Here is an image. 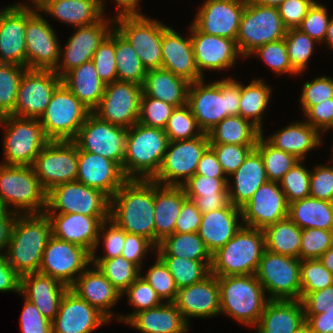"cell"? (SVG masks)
I'll return each mask as SVG.
<instances>
[{
	"mask_svg": "<svg viewBox=\"0 0 333 333\" xmlns=\"http://www.w3.org/2000/svg\"><path fill=\"white\" fill-rule=\"evenodd\" d=\"M174 109V106L142 93L138 122L145 126L164 130Z\"/></svg>",
	"mask_w": 333,
	"mask_h": 333,
	"instance_id": "obj_61",
	"label": "cell"
},
{
	"mask_svg": "<svg viewBox=\"0 0 333 333\" xmlns=\"http://www.w3.org/2000/svg\"><path fill=\"white\" fill-rule=\"evenodd\" d=\"M289 204L279 182L261 185L241 208L244 226L264 230L267 226L288 217Z\"/></svg>",
	"mask_w": 333,
	"mask_h": 333,
	"instance_id": "obj_22",
	"label": "cell"
},
{
	"mask_svg": "<svg viewBox=\"0 0 333 333\" xmlns=\"http://www.w3.org/2000/svg\"><path fill=\"white\" fill-rule=\"evenodd\" d=\"M117 80L143 85L147 70L130 42L115 28Z\"/></svg>",
	"mask_w": 333,
	"mask_h": 333,
	"instance_id": "obj_47",
	"label": "cell"
},
{
	"mask_svg": "<svg viewBox=\"0 0 333 333\" xmlns=\"http://www.w3.org/2000/svg\"><path fill=\"white\" fill-rule=\"evenodd\" d=\"M156 256H175L203 261L210 268L212 254L198 233H173L166 236L154 251Z\"/></svg>",
	"mask_w": 333,
	"mask_h": 333,
	"instance_id": "obj_44",
	"label": "cell"
},
{
	"mask_svg": "<svg viewBox=\"0 0 333 333\" xmlns=\"http://www.w3.org/2000/svg\"><path fill=\"white\" fill-rule=\"evenodd\" d=\"M41 11L75 27L92 25L104 16L99 0H56Z\"/></svg>",
	"mask_w": 333,
	"mask_h": 333,
	"instance_id": "obj_41",
	"label": "cell"
},
{
	"mask_svg": "<svg viewBox=\"0 0 333 333\" xmlns=\"http://www.w3.org/2000/svg\"><path fill=\"white\" fill-rule=\"evenodd\" d=\"M210 144L257 145L262 131L241 116H228L208 132Z\"/></svg>",
	"mask_w": 333,
	"mask_h": 333,
	"instance_id": "obj_43",
	"label": "cell"
},
{
	"mask_svg": "<svg viewBox=\"0 0 333 333\" xmlns=\"http://www.w3.org/2000/svg\"><path fill=\"white\" fill-rule=\"evenodd\" d=\"M68 289L69 287L59 280L41 273L21 276L20 295L33 302L51 322L55 319L60 301Z\"/></svg>",
	"mask_w": 333,
	"mask_h": 333,
	"instance_id": "obj_32",
	"label": "cell"
},
{
	"mask_svg": "<svg viewBox=\"0 0 333 333\" xmlns=\"http://www.w3.org/2000/svg\"><path fill=\"white\" fill-rule=\"evenodd\" d=\"M105 0H100V4L101 7L103 9V11H105ZM139 1L140 0H115V2L117 3L116 7H117V12L119 14H117L116 16H114L113 18H118V17H122V16H143L142 13L138 12V9L140 10L141 8H139ZM119 9V10H118Z\"/></svg>",
	"mask_w": 333,
	"mask_h": 333,
	"instance_id": "obj_79",
	"label": "cell"
},
{
	"mask_svg": "<svg viewBox=\"0 0 333 333\" xmlns=\"http://www.w3.org/2000/svg\"><path fill=\"white\" fill-rule=\"evenodd\" d=\"M304 315H318L333 307V284L311 293H301Z\"/></svg>",
	"mask_w": 333,
	"mask_h": 333,
	"instance_id": "obj_71",
	"label": "cell"
},
{
	"mask_svg": "<svg viewBox=\"0 0 333 333\" xmlns=\"http://www.w3.org/2000/svg\"><path fill=\"white\" fill-rule=\"evenodd\" d=\"M4 126L3 152L6 165L32 166L35 158L50 141L44 134L39 119L12 115L0 118Z\"/></svg>",
	"mask_w": 333,
	"mask_h": 333,
	"instance_id": "obj_10",
	"label": "cell"
},
{
	"mask_svg": "<svg viewBox=\"0 0 333 333\" xmlns=\"http://www.w3.org/2000/svg\"><path fill=\"white\" fill-rule=\"evenodd\" d=\"M114 24L136 50L146 70L162 68V33L167 25L145 15L114 18Z\"/></svg>",
	"mask_w": 333,
	"mask_h": 333,
	"instance_id": "obj_14",
	"label": "cell"
},
{
	"mask_svg": "<svg viewBox=\"0 0 333 333\" xmlns=\"http://www.w3.org/2000/svg\"><path fill=\"white\" fill-rule=\"evenodd\" d=\"M167 266L178 289L203 281L211 268L203 261L175 256H158Z\"/></svg>",
	"mask_w": 333,
	"mask_h": 333,
	"instance_id": "obj_49",
	"label": "cell"
},
{
	"mask_svg": "<svg viewBox=\"0 0 333 333\" xmlns=\"http://www.w3.org/2000/svg\"><path fill=\"white\" fill-rule=\"evenodd\" d=\"M27 68L0 63V117L11 115L17 100V91Z\"/></svg>",
	"mask_w": 333,
	"mask_h": 333,
	"instance_id": "obj_51",
	"label": "cell"
},
{
	"mask_svg": "<svg viewBox=\"0 0 333 333\" xmlns=\"http://www.w3.org/2000/svg\"><path fill=\"white\" fill-rule=\"evenodd\" d=\"M286 32L277 7L246 0L236 45L241 56L248 58L258 47L285 38Z\"/></svg>",
	"mask_w": 333,
	"mask_h": 333,
	"instance_id": "obj_9",
	"label": "cell"
},
{
	"mask_svg": "<svg viewBox=\"0 0 333 333\" xmlns=\"http://www.w3.org/2000/svg\"><path fill=\"white\" fill-rule=\"evenodd\" d=\"M62 82L54 70L26 69L21 78L12 116L39 119Z\"/></svg>",
	"mask_w": 333,
	"mask_h": 333,
	"instance_id": "obj_20",
	"label": "cell"
},
{
	"mask_svg": "<svg viewBox=\"0 0 333 333\" xmlns=\"http://www.w3.org/2000/svg\"><path fill=\"white\" fill-rule=\"evenodd\" d=\"M91 263V253L87 249L51 235L38 273L55 278L70 287Z\"/></svg>",
	"mask_w": 333,
	"mask_h": 333,
	"instance_id": "obj_18",
	"label": "cell"
},
{
	"mask_svg": "<svg viewBox=\"0 0 333 333\" xmlns=\"http://www.w3.org/2000/svg\"><path fill=\"white\" fill-rule=\"evenodd\" d=\"M301 293H311L325 289L333 284V274L319 259L301 260L300 264Z\"/></svg>",
	"mask_w": 333,
	"mask_h": 333,
	"instance_id": "obj_59",
	"label": "cell"
},
{
	"mask_svg": "<svg viewBox=\"0 0 333 333\" xmlns=\"http://www.w3.org/2000/svg\"><path fill=\"white\" fill-rule=\"evenodd\" d=\"M110 322L98 309L68 289L52 323V333H91Z\"/></svg>",
	"mask_w": 333,
	"mask_h": 333,
	"instance_id": "obj_24",
	"label": "cell"
},
{
	"mask_svg": "<svg viewBox=\"0 0 333 333\" xmlns=\"http://www.w3.org/2000/svg\"><path fill=\"white\" fill-rule=\"evenodd\" d=\"M195 174L214 178H229L224 173L214 151L210 147L202 154Z\"/></svg>",
	"mask_w": 333,
	"mask_h": 333,
	"instance_id": "obj_75",
	"label": "cell"
},
{
	"mask_svg": "<svg viewBox=\"0 0 333 333\" xmlns=\"http://www.w3.org/2000/svg\"><path fill=\"white\" fill-rule=\"evenodd\" d=\"M149 248H153V251L156 249V246L149 239L142 235L125 232V243L121 256L141 269L143 267L142 260L150 252Z\"/></svg>",
	"mask_w": 333,
	"mask_h": 333,
	"instance_id": "obj_70",
	"label": "cell"
},
{
	"mask_svg": "<svg viewBox=\"0 0 333 333\" xmlns=\"http://www.w3.org/2000/svg\"><path fill=\"white\" fill-rule=\"evenodd\" d=\"M327 11L324 5L316 1L297 28L301 32L308 34L316 42L324 43L327 27L331 19V17L328 18Z\"/></svg>",
	"mask_w": 333,
	"mask_h": 333,
	"instance_id": "obj_65",
	"label": "cell"
},
{
	"mask_svg": "<svg viewBox=\"0 0 333 333\" xmlns=\"http://www.w3.org/2000/svg\"><path fill=\"white\" fill-rule=\"evenodd\" d=\"M46 205L47 191L32 166L0 164L1 208L16 214H40L45 213Z\"/></svg>",
	"mask_w": 333,
	"mask_h": 333,
	"instance_id": "obj_6",
	"label": "cell"
},
{
	"mask_svg": "<svg viewBox=\"0 0 333 333\" xmlns=\"http://www.w3.org/2000/svg\"><path fill=\"white\" fill-rule=\"evenodd\" d=\"M20 325L22 333H52L51 321L44 317L34 303L25 297Z\"/></svg>",
	"mask_w": 333,
	"mask_h": 333,
	"instance_id": "obj_68",
	"label": "cell"
},
{
	"mask_svg": "<svg viewBox=\"0 0 333 333\" xmlns=\"http://www.w3.org/2000/svg\"><path fill=\"white\" fill-rule=\"evenodd\" d=\"M162 68L189 83L204 79L196 66L191 36L183 38L171 27L162 33Z\"/></svg>",
	"mask_w": 333,
	"mask_h": 333,
	"instance_id": "obj_30",
	"label": "cell"
},
{
	"mask_svg": "<svg viewBox=\"0 0 333 333\" xmlns=\"http://www.w3.org/2000/svg\"><path fill=\"white\" fill-rule=\"evenodd\" d=\"M333 202V166L317 165L310 173V195Z\"/></svg>",
	"mask_w": 333,
	"mask_h": 333,
	"instance_id": "obj_67",
	"label": "cell"
},
{
	"mask_svg": "<svg viewBox=\"0 0 333 333\" xmlns=\"http://www.w3.org/2000/svg\"><path fill=\"white\" fill-rule=\"evenodd\" d=\"M193 24L200 32L236 42L246 0H205Z\"/></svg>",
	"mask_w": 333,
	"mask_h": 333,
	"instance_id": "obj_23",
	"label": "cell"
},
{
	"mask_svg": "<svg viewBox=\"0 0 333 333\" xmlns=\"http://www.w3.org/2000/svg\"><path fill=\"white\" fill-rule=\"evenodd\" d=\"M127 294L128 301L134 309L131 314L118 315L117 319L122 322H127L135 313L158 307L164 302L160 299L156 291L141 277V275L135 280V282L126 289L123 294Z\"/></svg>",
	"mask_w": 333,
	"mask_h": 333,
	"instance_id": "obj_55",
	"label": "cell"
},
{
	"mask_svg": "<svg viewBox=\"0 0 333 333\" xmlns=\"http://www.w3.org/2000/svg\"><path fill=\"white\" fill-rule=\"evenodd\" d=\"M333 98V79L322 76L306 81L300 95L302 112L305 114L313 105Z\"/></svg>",
	"mask_w": 333,
	"mask_h": 333,
	"instance_id": "obj_66",
	"label": "cell"
},
{
	"mask_svg": "<svg viewBox=\"0 0 333 333\" xmlns=\"http://www.w3.org/2000/svg\"><path fill=\"white\" fill-rule=\"evenodd\" d=\"M62 82L91 111L99 105L106 85L98 76L92 61L67 72Z\"/></svg>",
	"mask_w": 333,
	"mask_h": 333,
	"instance_id": "obj_40",
	"label": "cell"
},
{
	"mask_svg": "<svg viewBox=\"0 0 333 333\" xmlns=\"http://www.w3.org/2000/svg\"><path fill=\"white\" fill-rule=\"evenodd\" d=\"M202 213L195 203L186 199L183 202L180 213L175 222V233H198L201 224Z\"/></svg>",
	"mask_w": 333,
	"mask_h": 333,
	"instance_id": "obj_72",
	"label": "cell"
},
{
	"mask_svg": "<svg viewBox=\"0 0 333 333\" xmlns=\"http://www.w3.org/2000/svg\"><path fill=\"white\" fill-rule=\"evenodd\" d=\"M272 89L261 79H253L247 86L240 83L239 116L249 120L262 133V116L268 107Z\"/></svg>",
	"mask_w": 333,
	"mask_h": 333,
	"instance_id": "obj_46",
	"label": "cell"
},
{
	"mask_svg": "<svg viewBox=\"0 0 333 333\" xmlns=\"http://www.w3.org/2000/svg\"><path fill=\"white\" fill-rule=\"evenodd\" d=\"M55 30L40 11L26 7V68L55 70L60 61L61 46Z\"/></svg>",
	"mask_w": 333,
	"mask_h": 333,
	"instance_id": "obj_17",
	"label": "cell"
},
{
	"mask_svg": "<svg viewBox=\"0 0 333 333\" xmlns=\"http://www.w3.org/2000/svg\"><path fill=\"white\" fill-rule=\"evenodd\" d=\"M333 246V230L301 229L300 260L319 259Z\"/></svg>",
	"mask_w": 333,
	"mask_h": 333,
	"instance_id": "obj_60",
	"label": "cell"
},
{
	"mask_svg": "<svg viewBox=\"0 0 333 333\" xmlns=\"http://www.w3.org/2000/svg\"><path fill=\"white\" fill-rule=\"evenodd\" d=\"M229 178H214L194 174L183 185L186 197L229 195Z\"/></svg>",
	"mask_w": 333,
	"mask_h": 333,
	"instance_id": "obj_63",
	"label": "cell"
},
{
	"mask_svg": "<svg viewBox=\"0 0 333 333\" xmlns=\"http://www.w3.org/2000/svg\"><path fill=\"white\" fill-rule=\"evenodd\" d=\"M187 199L182 186L160 185L154 181L155 246L174 233L175 222Z\"/></svg>",
	"mask_w": 333,
	"mask_h": 333,
	"instance_id": "obj_35",
	"label": "cell"
},
{
	"mask_svg": "<svg viewBox=\"0 0 333 333\" xmlns=\"http://www.w3.org/2000/svg\"><path fill=\"white\" fill-rule=\"evenodd\" d=\"M321 137V133L306 121H298L268 136L266 140L275 148L305 161L306 153L323 143Z\"/></svg>",
	"mask_w": 333,
	"mask_h": 333,
	"instance_id": "obj_39",
	"label": "cell"
},
{
	"mask_svg": "<svg viewBox=\"0 0 333 333\" xmlns=\"http://www.w3.org/2000/svg\"><path fill=\"white\" fill-rule=\"evenodd\" d=\"M226 176L234 173L256 145L210 144Z\"/></svg>",
	"mask_w": 333,
	"mask_h": 333,
	"instance_id": "obj_64",
	"label": "cell"
},
{
	"mask_svg": "<svg viewBox=\"0 0 333 333\" xmlns=\"http://www.w3.org/2000/svg\"><path fill=\"white\" fill-rule=\"evenodd\" d=\"M305 321L300 300H268L255 327L257 333H294Z\"/></svg>",
	"mask_w": 333,
	"mask_h": 333,
	"instance_id": "obj_37",
	"label": "cell"
},
{
	"mask_svg": "<svg viewBox=\"0 0 333 333\" xmlns=\"http://www.w3.org/2000/svg\"><path fill=\"white\" fill-rule=\"evenodd\" d=\"M21 276L8 263L5 254H0V292L15 291L20 294Z\"/></svg>",
	"mask_w": 333,
	"mask_h": 333,
	"instance_id": "obj_74",
	"label": "cell"
},
{
	"mask_svg": "<svg viewBox=\"0 0 333 333\" xmlns=\"http://www.w3.org/2000/svg\"><path fill=\"white\" fill-rule=\"evenodd\" d=\"M141 333H186L189 325L174 302L135 313L127 322Z\"/></svg>",
	"mask_w": 333,
	"mask_h": 333,
	"instance_id": "obj_36",
	"label": "cell"
},
{
	"mask_svg": "<svg viewBox=\"0 0 333 333\" xmlns=\"http://www.w3.org/2000/svg\"><path fill=\"white\" fill-rule=\"evenodd\" d=\"M302 162H304V160L296 162L279 181V185L285 194L288 204L310 195L311 171L304 167Z\"/></svg>",
	"mask_w": 333,
	"mask_h": 333,
	"instance_id": "obj_54",
	"label": "cell"
},
{
	"mask_svg": "<svg viewBox=\"0 0 333 333\" xmlns=\"http://www.w3.org/2000/svg\"><path fill=\"white\" fill-rule=\"evenodd\" d=\"M192 200L201 213L216 211L226 207L229 201V195L187 197Z\"/></svg>",
	"mask_w": 333,
	"mask_h": 333,
	"instance_id": "obj_76",
	"label": "cell"
},
{
	"mask_svg": "<svg viewBox=\"0 0 333 333\" xmlns=\"http://www.w3.org/2000/svg\"><path fill=\"white\" fill-rule=\"evenodd\" d=\"M305 321L315 333H333V307L318 315H305Z\"/></svg>",
	"mask_w": 333,
	"mask_h": 333,
	"instance_id": "obj_77",
	"label": "cell"
},
{
	"mask_svg": "<svg viewBox=\"0 0 333 333\" xmlns=\"http://www.w3.org/2000/svg\"><path fill=\"white\" fill-rule=\"evenodd\" d=\"M109 219L125 232L155 245L154 180L127 179L110 198Z\"/></svg>",
	"mask_w": 333,
	"mask_h": 333,
	"instance_id": "obj_1",
	"label": "cell"
},
{
	"mask_svg": "<svg viewBox=\"0 0 333 333\" xmlns=\"http://www.w3.org/2000/svg\"><path fill=\"white\" fill-rule=\"evenodd\" d=\"M263 231L267 251L300 259L301 229L289 217Z\"/></svg>",
	"mask_w": 333,
	"mask_h": 333,
	"instance_id": "obj_45",
	"label": "cell"
},
{
	"mask_svg": "<svg viewBox=\"0 0 333 333\" xmlns=\"http://www.w3.org/2000/svg\"><path fill=\"white\" fill-rule=\"evenodd\" d=\"M255 149L261 154L267 178L279 182L282 177L299 161L294 155L275 148L262 135Z\"/></svg>",
	"mask_w": 333,
	"mask_h": 333,
	"instance_id": "obj_50",
	"label": "cell"
},
{
	"mask_svg": "<svg viewBox=\"0 0 333 333\" xmlns=\"http://www.w3.org/2000/svg\"><path fill=\"white\" fill-rule=\"evenodd\" d=\"M254 54L262 59L269 69L271 68L276 74H285L287 72L288 74L299 75L289 61L284 38L258 47L251 53V55Z\"/></svg>",
	"mask_w": 333,
	"mask_h": 333,
	"instance_id": "obj_58",
	"label": "cell"
},
{
	"mask_svg": "<svg viewBox=\"0 0 333 333\" xmlns=\"http://www.w3.org/2000/svg\"><path fill=\"white\" fill-rule=\"evenodd\" d=\"M220 293V313L232 316L246 326L256 327L269 298L253 275L217 277Z\"/></svg>",
	"mask_w": 333,
	"mask_h": 333,
	"instance_id": "obj_7",
	"label": "cell"
},
{
	"mask_svg": "<svg viewBox=\"0 0 333 333\" xmlns=\"http://www.w3.org/2000/svg\"><path fill=\"white\" fill-rule=\"evenodd\" d=\"M288 217L300 229L333 230V202L308 196L289 203Z\"/></svg>",
	"mask_w": 333,
	"mask_h": 333,
	"instance_id": "obj_42",
	"label": "cell"
},
{
	"mask_svg": "<svg viewBox=\"0 0 333 333\" xmlns=\"http://www.w3.org/2000/svg\"><path fill=\"white\" fill-rule=\"evenodd\" d=\"M315 0H285L277 9L284 26L287 29L297 28Z\"/></svg>",
	"mask_w": 333,
	"mask_h": 333,
	"instance_id": "obj_69",
	"label": "cell"
},
{
	"mask_svg": "<svg viewBox=\"0 0 333 333\" xmlns=\"http://www.w3.org/2000/svg\"><path fill=\"white\" fill-rule=\"evenodd\" d=\"M91 61L95 65L98 76L105 84L117 81L115 60V27L98 45Z\"/></svg>",
	"mask_w": 333,
	"mask_h": 333,
	"instance_id": "obj_56",
	"label": "cell"
},
{
	"mask_svg": "<svg viewBox=\"0 0 333 333\" xmlns=\"http://www.w3.org/2000/svg\"><path fill=\"white\" fill-rule=\"evenodd\" d=\"M190 83L163 68L147 70L142 91L146 96L161 100L175 108L187 104Z\"/></svg>",
	"mask_w": 333,
	"mask_h": 333,
	"instance_id": "obj_38",
	"label": "cell"
},
{
	"mask_svg": "<svg viewBox=\"0 0 333 333\" xmlns=\"http://www.w3.org/2000/svg\"><path fill=\"white\" fill-rule=\"evenodd\" d=\"M174 304L188 324L189 317L209 318L219 315L220 293L218 278L210 274L199 283L178 289Z\"/></svg>",
	"mask_w": 333,
	"mask_h": 333,
	"instance_id": "obj_29",
	"label": "cell"
},
{
	"mask_svg": "<svg viewBox=\"0 0 333 333\" xmlns=\"http://www.w3.org/2000/svg\"><path fill=\"white\" fill-rule=\"evenodd\" d=\"M72 141L78 150L101 155L122 168L127 129L101 120L91 112Z\"/></svg>",
	"mask_w": 333,
	"mask_h": 333,
	"instance_id": "obj_16",
	"label": "cell"
},
{
	"mask_svg": "<svg viewBox=\"0 0 333 333\" xmlns=\"http://www.w3.org/2000/svg\"><path fill=\"white\" fill-rule=\"evenodd\" d=\"M46 191L58 184L76 181L78 147L73 141L50 140L32 165Z\"/></svg>",
	"mask_w": 333,
	"mask_h": 333,
	"instance_id": "obj_15",
	"label": "cell"
},
{
	"mask_svg": "<svg viewBox=\"0 0 333 333\" xmlns=\"http://www.w3.org/2000/svg\"><path fill=\"white\" fill-rule=\"evenodd\" d=\"M242 210L229 203L216 211L202 213L198 235L211 254L223 247L241 229Z\"/></svg>",
	"mask_w": 333,
	"mask_h": 333,
	"instance_id": "obj_33",
	"label": "cell"
},
{
	"mask_svg": "<svg viewBox=\"0 0 333 333\" xmlns=\"http://www.w3.org/2000/svg\"><path fill=\"white\" fill-rule=\"evenodd\" d=\"M91 112L61 82L39 121L49 140L72 141Z\"/></svg>",
	"mask_w": 333,
	"mask_h": 333,
	"instance_id": "obj_8",
	"label": "cell"
},
{
	"mask_svg": "<svg viewBox=\"0 0 333 333\" xmlns=\"http://www.w3.org/2000/svg\"><path fill=\"white\" fill-rule=\"evenodd\" d=\"M299 258L264 251L255 276L270 300H300Z\"/></svg>",
	"mask_w": 333,
	"mask_h": 333,
	"instance_id": "obj_11",
	"label": "cell"
},
{
	"mask_svg": "<svg viewBox=\"0 0 333 333\" xmlns=\"http://www.w3.org/2000/svg\"><path fill=\"white\" fill-rule=\"evenodd\" d=\"M233 183H227L230 203L242 208L252 197L255 191L268 182L264 162L261 154L253 149L238 169L232 173Z\"/></svg>",
	"mask_w": 333,
	"mask_h": 333,
	"instance_id": "obj_34",
	"label": "cell"
},
{
	"mask_svg": "<svg viewBox=\"0 0 333 333\" xmlns=\"http://www.w3.org/2000/svg\"><path fill=\"white\" fill-rule=\"evenodd\" d=\"M142 86L114 81L105 85L99 105L92 111L101 120L128 129L138 123Z\"/></svg>",
	"mask_w": 333,
	"mask_h": 333,
	"instance_id": "obj_19",
	"label": "cell"
},
{
	"mask_svg": "<svg viewBox=\"0 0 333 333\" xmlns=\"http://www.w3.org/2000/svg\"><path fill=\"white\" fill-rule=\"evenodd\" d=\"M15 218L16 213L0 207V254H5L7 250Z\"/></svg>",
	"mask_w": 333,
	"mask_h": 333,
	"instance_id": "obj_78",
	"label": "cell"
},
{
	"mask_svg": "<svg viewBox=\"0 0 333 333\" xmlns=\"http://www.w3.org/2000/svg\"><path fill=\"white\" fill-rule=\"evenodd\" d=\"M190 83L187 105L204 133L228 116L239 115L240 82L225 78L213 83Z\"/></svg>",
	"mask_w": 333,
	"mask_h": 333,
	"instance_id": "obj_3",
	"label": "cell"
},
{
	"mask_svg": "<svg viewBox=\"0 0 333 333\" xmlns=\"http://www.w3.org/2000/svg\"><path fill=\"white\" fill-rule=\"evenodd\" d=\"M168 144L169 139L163 129L139 122L128 128L121 168L124 176L127 179H152L159 171Z\"/></svg>",
	"mask_w": 333,
	"mask_h": 333,
	"instance_id": "obj_4",
	"label": "cell"
},
{
	"mask_svg": "<svg viewBox=\"0 0 333 333\" xmlns=\"http://www.w3.org/2000/svg\"><path fill=\"white\" fill-rule=\"evenodd\" d=\"M126 180L116 162L101 155L78 150L77 182L101 190L111 198Z\"/></svg>",
	"mask_w": 333,
	"mask_h": 333,
	"instance_id": "obj_26",
	"label": "cell"
},
{
	"mask_svg": "<svg viewBox=\"0 0 333 333\" xmlns=\"http://www.w3.org/2000/svg\"><path fill=\"white\" fill-rule=\"evenodd\" d=\"M108 227V228H107ZM103 233V234H101ZM103 235V246L105 254L103 256L96 257V249L99 247L101 236ZM125 243V231L116 225L111 219H108L101 223L98 234V241L96 247L91 254V259H111L121 256L123 246ZM100 257V258H99Z\"/></svg>",
	"mask_w": 333,
	"mask_h": 333,
	"instance_id": "obj_62",
	"label": "cell"
},
{
	"mask_svg": "<svg viewBox=\"0 0 333 333\" xmlns=\"http://www.w3.org/2000/svg\"><path fill=\"white\" fill-rule=\"evenodd\" d=\"M91 262L121 294L141 275V269L122 256L111 259H91Z\"/></svg>",
	"mask_w": 333,
	"mask_h": 333,
	"instance_id": "obj_48",
	"label": "cell"
},
{
	"mask_svg": "<svg viewBox=\"0 0 333 333\" xmlns=\"http://www.w3.org/2000/svg\"><path fill=\"white\" fill-rule=\"evenodd\" d=\"M307 123L320 133L330 130L333 126V98L313 105L305 114Z\"/></svg>",
	"mask_w": 333,
	"mask_h": 333,
	"instance_id": "obj_73",
	"label": "cell"
},
{
	"mask_svg": "<svg viewBox=\"0 0 333 333\" xmlns=\"http://www.w3.org/2000/svg\"><path fill=\"white\" fill-rule=\"evenodd\" d=\"M190 36L194 51L195 63L199 73L204 70H224L235 65L236 58L241 56L236 42L229 38L208 35L200 32L193 24Z\"/></svg>",
	"mask_w": 333,
	"mask_h": 333,
	"instance_id": "obj_25",
	"label": "cell"
},
{
	"mask_svg": "<svg viewBox=\"0 0 333 333\" xmlns=\"http://www.w3.org/2000/svg\"><path fill=\"white\" fill-rule=\"evenodd\" d=\"M209 145L207 133L189 140L169 141L159 171L152 180L160 185L182 186L195 174Z\"/></svg>",
	"mask_w": 333,
	"mask_h": 333,
	"instance_id": "obj_13",
	"label": "cell"
},
{
	"mask_svg": "<svg viewBox=\"0 0 333 333\" xmlns=\"http://www.w3.org/2000/svg\"><path fill=\"white\" fill-rule=\"evenodd\" d=\"M51 232L46 213L16 214L5 256L20 275L38 273Z\"/></svg>",
	"mask_w": 333,
	"mask_h": 333,
	"instance_id": "obj_2",
	"label": "cell"
},
{
	"mask_svg": "<svg viewBox=\"0 0 333 333\" xmlns=\"http://www.w3.org/2000/svg\"><path fill=\"white\" fill-rule=\"evenodd\" d=\"M46 214L54 237L84 247L91 254L98 241L101 223L109 219V216H86L78 213Z\"/></svg>",
	"mask_w": 333,
	"mask_h": 333,
	"instance_id": "obj_28",
	"label": "cell"
},
{
	"mask_svg": "<svg viewBox=\"0 0 333 333\" xmlns=\"http://www.w3.org/2000/svg\"><path fill=\"white\" fill-rule=\"evenodd\" d=\"M319 260L324 265V267L333 274V246H331L320 258Z\"/></svg>",
	"mask_w": 333,
	"mask_h": 333,
	"instance_id": "obj_80",
	"label": "cell"
},
{
	"mask_svg": "<svg viewBox=\"0 0 333 333\" xmlns=\"http://www.w3.org/2000/svg\"><path fill=\"white\" fill-rule=\"evenodd\" d=\"M164 131L169 141L189 140L204 134L187 104L172 111Z\"/></svg>",
	"mask_w": 333,
	"mask_h": 333,
	"instance_id": "obj_52",
	"label": "cell"
},
{
	"mask_svg": "<svg viewBox=\"0 0 333 333\" xmlns=\"http://www.w3.org/2000/svg\"><path fill=\"white\" fill-rule=\"evenodd\" d=\"M110 198L101 190L73 181L55 185L47 191L45 213H78L109 216Z\"/></svg>",
	"mask_w": 333,
	"mask_h": 333,
	"instance_id": "obj_12",
	"label": "cell"
},
{
	"mask_svg": "<svg viewBox=\"0 0 333 333\" xmlns=\"http://www.w3.org/2000/svg\"><path fill=\"white\" fill-rule=\"evenodd\" d=\"M112 22L114 24V20L106 19L104 16L92 25L76 27V31L68 39L64 49L60 50V60L63 59L54 70L60 78L73 68L92 60L98 45L113 30Z\"/></svg>",
	"mask_w": 333,
	"mask_h": 333,
	"instance_id": "obj_21",
	"label": "cell"
},
{
	"mask_svg": "<svg viewBox=\"0 0 333 333\" xmlns=\"http://www.w3.org/2000/svg\"><path fill=\"white\" fill-rule=\"evenodd\" d=\"M265 250L264 231L243 225L212 254L211 274L216 277L253 275Z\"/></svg>",
	"mask_w": 333,
	"mask_h": 333,
	"instance_id": "obj_5",
	"label": "cell"
},
{
	"mask_svg": "<svg viewBox=\"0 0 333 333\" xmlns=\"http://www.w3.org/2000/svg\"><path fill=\"white\" fill-rule=\"evenodd\" d=\"M92 267L90 269L87 267L69 289L111 320L114 313L110 309L114 307L122 294L95 265Z\"/></svg>",
	"mask_w": 333,
	"mask_h": 333,
	"instance_id": "obj_31",
	"label": "cell"
},
{
	"mask_svg": "<svg viewBox=\"0 0 333 333\" xmlns=\"http://www.w3.org/2000/svg\"><path fill=\"white\" fill-rule=\"evenodd\" d=\"M156 258L155 264L141 277L156 291L162 301L165 299V303L174 302L178 293L174 278L164 262L158 256Z\"/></svg>",
	"mask_w": 333,
	"mask_h": 333,
	"instance_id": "obj_57",
	"label": "cell"
},
{
	"mask_svg": "<svg viewBox=\"0 0 333 333\" xmlns=\"http://www.w3.org/2000/svg\"><path fill=\"white\" fill-rule=\"evenodd\" d=\"M284 39L292 67L299 74L303 73L307 69L309 58L313 55L317 42L298 28L287 29Z\"/></svg>",
	"mask_w": 333,
	"mask_h": 333,
	"instance_id": "obj_53",
	"label": "cell"
},
{
	"mask_svg": "<svg viewBox=\"0 0 333 333\" xmlns=\"http://www.w3.org/2000/svg\"><path fill=\"white\" fill-rule=\"evenodd\" d=\"M26 7L20 2L0 14V63L26 67Z\"/></svg>",
	"mask_w": 333,
	"mask_h": 333,
	"instance_id": "obj_27",
	"label": "cell"
}]
</instances>
